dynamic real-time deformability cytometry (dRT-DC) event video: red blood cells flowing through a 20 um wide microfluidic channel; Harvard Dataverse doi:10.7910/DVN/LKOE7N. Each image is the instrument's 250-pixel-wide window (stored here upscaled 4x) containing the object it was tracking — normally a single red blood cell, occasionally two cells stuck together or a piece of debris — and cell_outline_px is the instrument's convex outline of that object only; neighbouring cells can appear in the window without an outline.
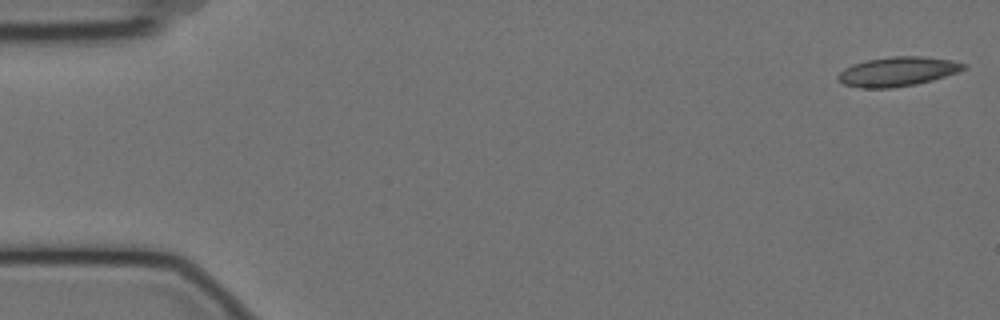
{"species": "Egyptian fruit bat (a non-hibernating species)", "species_latin": "Rousettus aegyptiacus", "temperature_condition": "cold", "stored_images_in_passage": 57, "camera_frame_rate_fps": 3000, "um_per_image_px": 0.085, "animal": {"sex": "female"}, "frame": {"image": 1, "passage_image": 1, "time_ms": 0.0, "image_size_px": [1000, 320], "cell_outline_px": [[968, 68], [960, 72], [932, 80], [916, 84], [888, 88], [860, 88], [844, 84], [836, 80], [836, 76], [844, 68], [852, 64], [868, 60], [892, 56], [924, 56], [952, 60], [968, 64]], "centroid_in_image_um": [76.32, 6.08], "position_along_channel_um": 8.7, "area_um2": 21.73}}
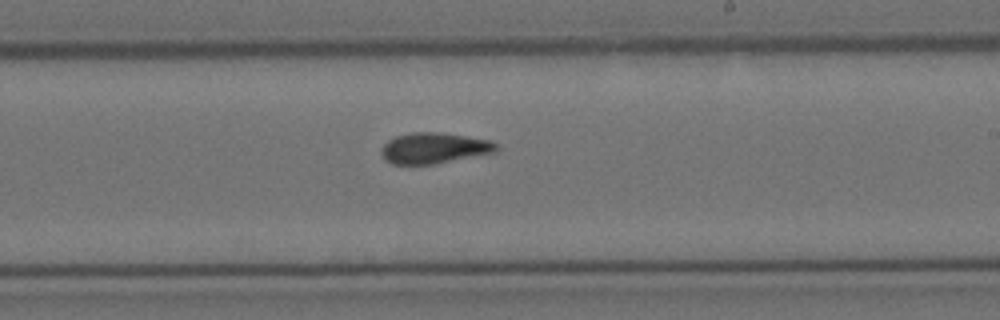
{"frame": {"image": 2, "passage_image": 33, "time_ms": 10.667, "image_size_px": [1000, 320], "cell_outline_px": [[500, 148], [496, 152], [432, 164], [392, 164], [384, 160], [380, 152], [380, 148], [388, 140], [396, 136], [412, 132], [440, 132], [488, 140], [496, 144]], "centroid_in_image_um": [36.85, 12.59], "position_along_channel_um": 252.2, "area_um2": 20.58}}
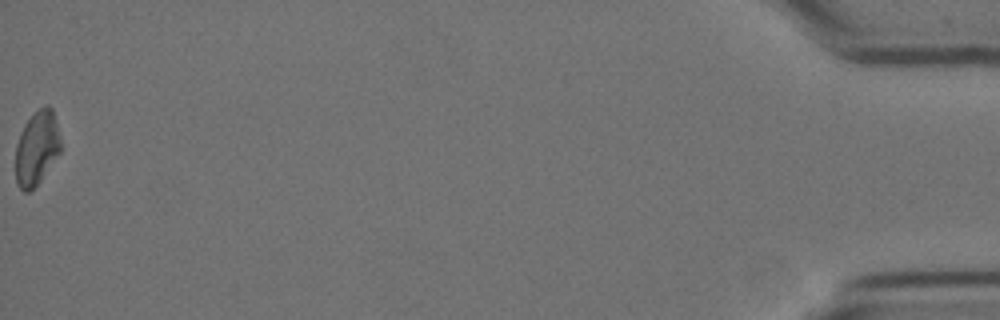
{"frame": {"image": 3, "passage_image": 57, "time_ms": 18.667, "image_size_px": [1000, 320], "cell_outline_px": [[60, 152], [40, 180], [28, 192], [24, 192], [16, 184], [16, 144], [20, 132], [24, 124], [44, 104], [48, 104], [52, 108], [60, 136]], "centroid_in_image_um": [3.12, 12.57], "position_along_channel_um": 432.1, "area_um2": 19.25}, "authors_computed_cell_mechanics": {"area_um2": 20.6346, "velocity_mm_per_s": 3.5164, "shape_relaxation_time_tau1_ms": null, "shape_relaxation_time_tau2_ms": 6.2267, "deformation_change_tau1": null, "deformation_change_tau2": 0.1021}}